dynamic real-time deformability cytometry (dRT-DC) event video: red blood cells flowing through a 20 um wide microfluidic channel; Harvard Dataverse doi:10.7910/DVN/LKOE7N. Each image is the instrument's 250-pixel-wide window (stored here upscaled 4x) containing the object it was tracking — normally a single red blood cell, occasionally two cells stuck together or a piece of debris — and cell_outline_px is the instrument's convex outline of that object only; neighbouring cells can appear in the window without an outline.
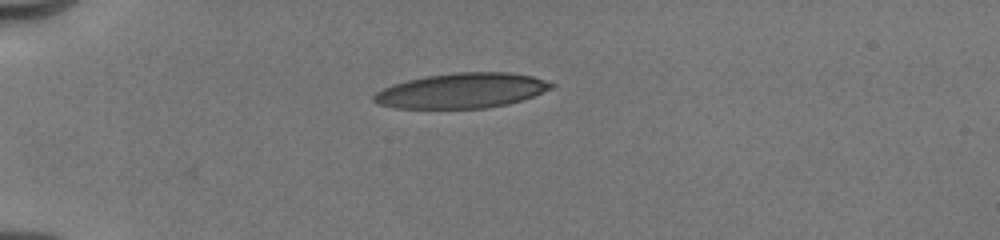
{"species": "human", "species_latin": "Homo sapiens", "temperature_condition": "cold", "stored_images_in_passage": 54, "camera_frame_rate_fps": 3000, "um_per_image_px": 0.085, "donor": {"sex": "male"}, "frame": {"image": 1, "passage_image": 1, "time_ms": 0.0, "image_size_px": [1000, 240], "cell_outline_px": [[556, 84], [552, 88], [524, 100], [508, 104], [484, 108], [396, 108], [380, 104], [372, 100], [372, 96], [376, 92], [392, 84], [424, 76], [452, 72], [508, 72], [532, 76]], "centroid_in_image_um": [39.25, 7.7], "position_along_channel_um": 45.7, "area_um2": 36.3}}
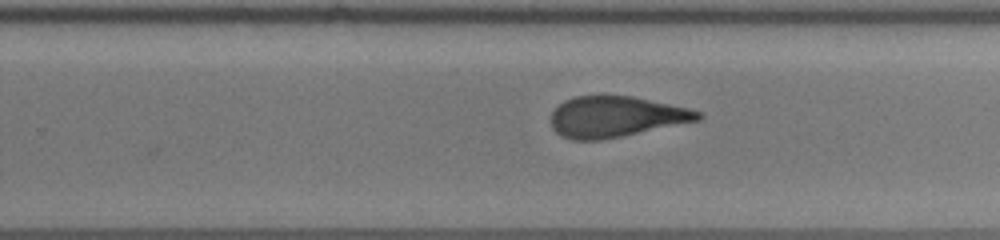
{"frame": {"image": 2, "passage_image": 20, "time_ms": 6.667, "image_size_px": [1000, 240], "cell_outline_px": [[704, 116], [700, 120], [600, 140], [572, 140], [560, 136], [552, 128], [552, 112], [564, 100], [576, 96], [632, 96], [688, 108], [704, 112]], "centroid_in_image_um": [52.35, 9.92], "position_along_channel_um": 277.4, "area_um2": 34.74}}
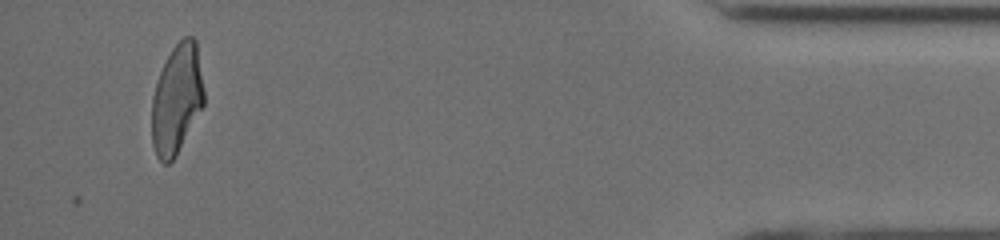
{"frame": {"image": 3, "passage_image": 49, "time_ms": 11.667, "image_size_px": [1000, 240], "cell_outline_px": [[204, 104], [176, 156], [168, 164], [164, 164], [156, 156], [152, 144], [152, 96], [160, 72], [172, 48], [184, 36], [192, 36], [196, 40], [204, 92]], "centroid_in_image_um": [15.02, 8.44], "position_along_channel_um": 420.2, "area_um2": 33.18}, "authors_computed_cell_mechanics": {"area_um2": 35.8938, "velocity_mm_per_s": 4.0331, "shape_relaxation_time_tau1_ms": 5.3502, "shape_relaxation_time_tau2_ms": 1.6386, "deformation_change_tau1": 0.2071, "deformation_change_tau2": 0.1149}}